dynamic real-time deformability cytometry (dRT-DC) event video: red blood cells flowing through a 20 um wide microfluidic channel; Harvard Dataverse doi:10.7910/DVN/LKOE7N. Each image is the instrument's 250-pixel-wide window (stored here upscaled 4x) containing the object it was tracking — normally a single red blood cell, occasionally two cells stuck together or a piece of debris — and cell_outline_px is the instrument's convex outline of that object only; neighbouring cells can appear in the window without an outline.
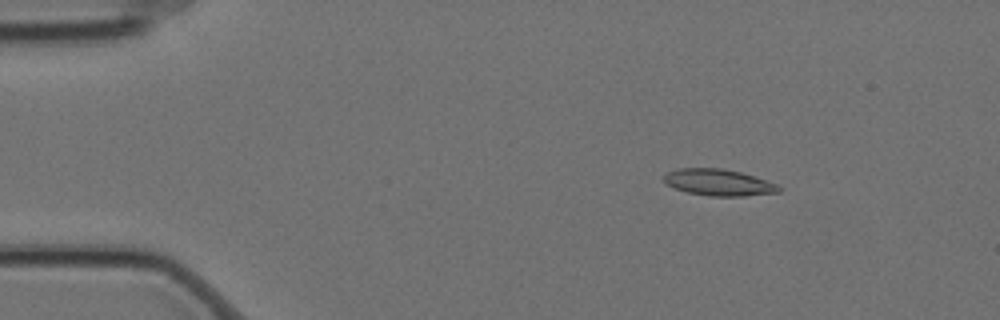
{"species": "Egyptian fruit bat (a non-hibernating species)", "species_latin": "Rousettus aegyptiacus", "temperature_condition": "cold", "stored_images_in_passage": 14, "camera_frame_rate_fps": 3000, "um_per_image_px": 0.085, "animal": {"sex": "female"}, "frame": {"image": 1, "passage_image": 3, "time_ms": 0.667, "image_size_px": [1000, 320], "cell_outline_px": [[784, 188], [780, 192], [744, 196], [708, 196], [688, 192], [676, 188], [668, 184], [664, 180], [664, 176], [668, 172], [676, 168], [720, 168], [740, 172], [776, 184]], "centroid_in_image_um": [61.1, 15.51], "position_along_channel_um": 23.9, "area_um2": 17.57}}
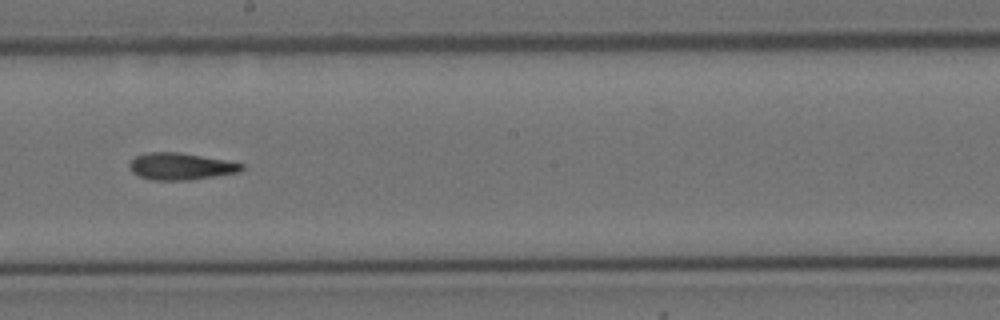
{"frame": {"image": 2, "passage_image": 9, "time_ms": 2.667, "image_size_px": [1000, 320], "cell_outline_px": [[244, 168], [240, 172], [188, 180], [152, 180], [140, 176], [132, 172], [128, 168], [128, 164], [136, 156], [148, 152], [180, 152], [224, 160], [244, 164]], "centroid_in_image_um": [15.34, 14.14], "position_along_channel_um": 232.9, "area_um2": 17.51}}
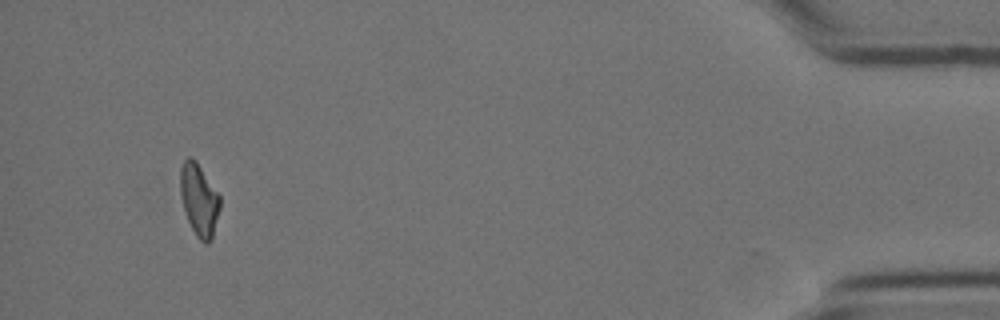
{"frame": {"image": 3, "passage_image": 14, "time_ms": 4.333, "image_size_px": [1000, 320], "cell_outline_px": [[220, 208], [212, 240], [208, 244], [204, 244], [196, 236], [184, 212], [180, 196], [180, 168], [184, 160], [188, 156], [192, 156], [196, 160], [220, 196]], "centroid_in_image_um": [16.91, 16.99], "position_along_channel_um": 418.3, "area_um2": 16.94}}